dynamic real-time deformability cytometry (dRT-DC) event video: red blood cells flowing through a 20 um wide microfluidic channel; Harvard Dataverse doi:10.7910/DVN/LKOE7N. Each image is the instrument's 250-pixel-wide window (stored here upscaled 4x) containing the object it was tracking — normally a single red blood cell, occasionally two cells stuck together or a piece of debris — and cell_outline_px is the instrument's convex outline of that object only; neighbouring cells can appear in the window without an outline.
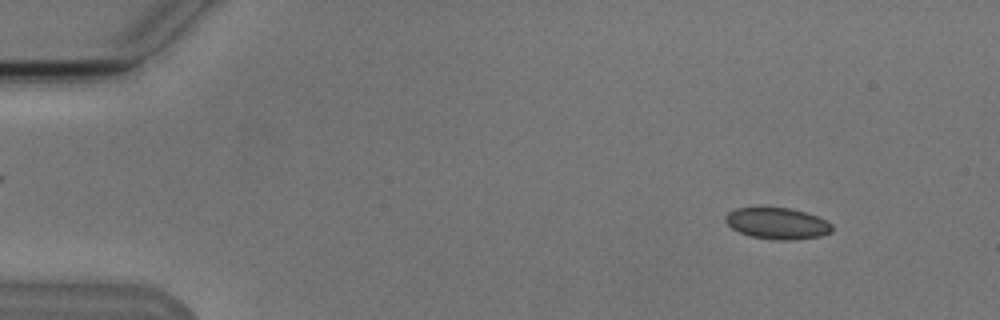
{"species": "Egyptian fruit bat (a non-hibernating species)", "species_latin": "Rousettus aegyptiacus", "temperature_condition": "cold", "stored_images_in_passage": 5, "camera_frame_rate_fps": 3000, "um_per_image_px": 0.085, "animal": {"sex": "male"}, "frame": {"image": 1, "passage_image": 1, "time_ms": 0.0, "image_size_px": [1000, 320], "cell_outline_px": [[832, 232], [820, 236], [796, 240], [776, 240], [752, 236], [740, 232], [732, 228], [724, 220], [724, 216], [728, 212], [736, 208], [788, 208], [804, 212], [816, 216], [832, 224]], "centroid_in_image_um": [66.06, 19.0], "position_along_channel_um": 18.9, "area_um2": 19.31}}